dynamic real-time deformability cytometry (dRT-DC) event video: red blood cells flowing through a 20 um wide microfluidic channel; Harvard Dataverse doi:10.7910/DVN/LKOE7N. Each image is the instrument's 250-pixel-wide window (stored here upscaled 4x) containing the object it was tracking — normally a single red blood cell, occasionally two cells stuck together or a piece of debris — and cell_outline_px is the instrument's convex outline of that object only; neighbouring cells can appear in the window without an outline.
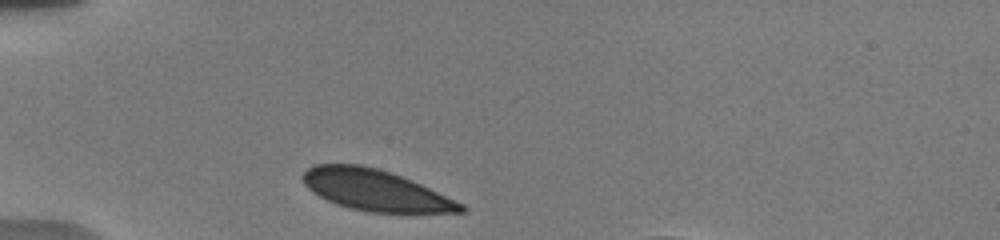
{"species": "human", "species_latin": "Homo sapiens", "temperature_condition": "warm", "stored_images_in_passage": 32, "camera_frame_rate_fps": 3000, "um_per_image_px": 0.085, "donor": {"sex": "male"}, "frame": {"image": 1, "passage_image": 1, "time_ms": 0.0, "image_size_px": [1000, 240], "cell_outline_px": [[468, 208], [464, 212], [368, 212], [348, 208], [336, 204], [312, 192], [304, 184], [300, 176], [312, 164], [360, 164], [376, 168], [412, 180], [464, 204]], "centroid_in_image_um": [31.87, 16.16], "position_along_channel_um": 53.1, "area_um2": 37.57}}
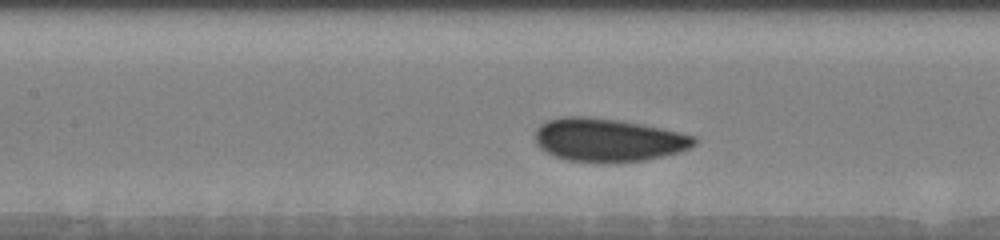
{"frame": {"image": 2, "passage_image": 8, "time_ms": 3.333, "image_size_px": [1000, 240], "cell_outline_px": [[696, 144], [680, 152], [664, 156], [644, 160], [608, 164], [564, 160], [540, 148], [536, 144], [536, 128], [540, 124], [548, 120], [560, 116], [584, 116], [616, 120], [640, 124], [680, 132], [696, 136]], "centroid_in_image_um": [51.68, 11.91], "position_along_channel_um": 155.7, "area_um2": 40.34}}
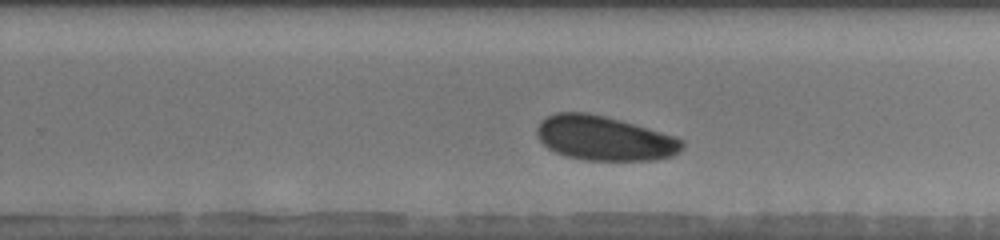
{"frame": {"image": 3, "passage_image": 17, "time_ms": 6.667, "image_size_px": [1000, 240], "cell_outline_px": [[684, 148], [680, 152], [672, 156], [656, 160], [584, 160], [564, 156], [548, 148], [536, 136], [536, 128], [540, 120], [556, 112], [588, 112], [620, 120], [676, 136], [684, 140]], "centroid_in_image_um": [51.37, 11.75], "position_along_channel_um": 278.4, "area_um2": 37.97}, "authors_computed_cell_mechanics": {"area_um2": 37.8301, "velocity_mm_per_s": 3.6887, "shape_relaxation_time_tau1_ms": 3.1302, "shape_relaxation_time_tau2_ms": null, "deformation_change_tau1": 0.0499, "deformation_change_tau2": null}}